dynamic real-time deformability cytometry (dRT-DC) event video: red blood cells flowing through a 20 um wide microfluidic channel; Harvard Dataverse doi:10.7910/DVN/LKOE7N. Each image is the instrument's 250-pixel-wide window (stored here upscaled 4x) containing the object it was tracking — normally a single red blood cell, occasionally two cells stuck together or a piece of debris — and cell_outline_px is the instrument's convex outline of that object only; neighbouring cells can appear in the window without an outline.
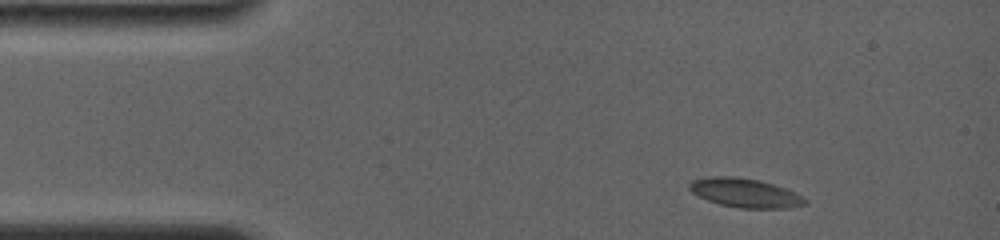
{"species": "common noctule bat (a hibernating species)", "species_latin": "Nyctalus noctula", "temperature_condition": "room temperature", "stored_images_in_passage": 22, "camera_frame_rate_fps": 4000, "um_per_image_px": 0.085, "animal": {"sex": "female", "body_mass_g": 19.0, "forearm_length_mm": 56.7}, "frame": {"image": 1, "passage_image": 1, "time_ms": 0.0, "image_size_px": [1000, 240], "cell_outline_px": [[808, 204], [788, 208], [740, 208], [720, 204], [708, 200], [692, 192], [688, 188], [688, 184], [692, 180], [712, 176], [732, 176], [760, 180], [788, 188], [808, 200]], "centroid_in_image_um": [63.37, 16.39], "position_along_channel_um": 21.6, "area_um2": 19.65}}
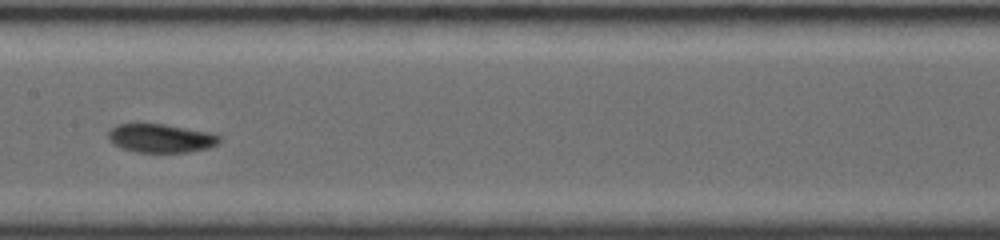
{"frame": {"image": 2, "passage_image": 10, "time_ms": 6.25, "image_size_px": [1000, 240], "cell_outline_px": [[220, 140], [216, 144], [208, 148], [188, 152], [136, 152], [112, 144], [108, 136], [108, 132], [116, 124], [164, 124], [212, 132], [220, 136]], "centroid_in_image_um": [13.68, 11.74], "position_along_channel_um": 193.7, "area_um2": 18.5}}
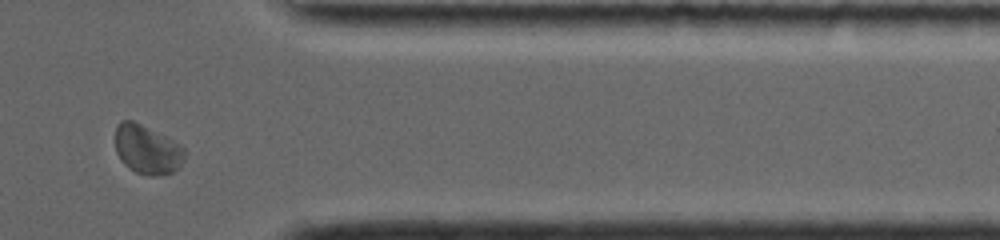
{"frame": {"image": 3, "passage_image": 19, "time_ms": 11.75, "image_size_px": [1000, 240], "cell_outline_px": [[184, 160], [180, 168], [172, 172], [160, 176], [148, 176], [136, 172], [128, 168], [120, 160], [116, 152], [116, 124], [120, 120], [132, 120], [180, 144], [184, 148]], "centroid_in_image_um": [12.5, 12.74], "position_along_channel_um": 398.9, "area_um2": 19.88}, "authors_computed_cell_mechanics": {"area_um2": 18.5249, "velocity_mm_per_s": 3.8098, "shape_relaxation_time_tau1_ms": 4.612, "shape_relaxation_time_tau2_ms": 6.9558, "deformation_change_tau1": 0.0907, "deformation_change_tau2": 0.0915}}